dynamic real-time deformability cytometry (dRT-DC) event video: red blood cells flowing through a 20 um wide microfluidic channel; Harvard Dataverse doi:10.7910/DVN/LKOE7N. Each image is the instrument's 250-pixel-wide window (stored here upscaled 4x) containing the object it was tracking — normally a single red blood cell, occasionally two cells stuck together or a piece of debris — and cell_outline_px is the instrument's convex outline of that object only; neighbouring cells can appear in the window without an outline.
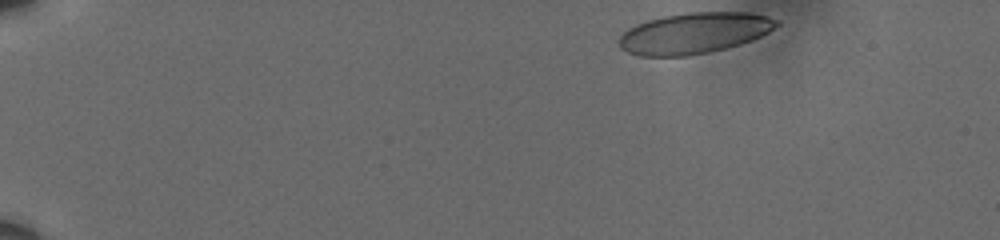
{"species": "human", "species_latin": "Homo sapiens", "temperature_condition": "cold", "stored_images_in_passage": 49, "camera_frame_rate_fps": 3000, "um_per_image_px": 0.085, "donor": {"sex": "male"}, "frame": {"image": 1, "passage_image": 1, "time_ms": 0.0, "image_size_px": [1000, 240], "cell_outline_px": [[780, 24], [768, 32], [752, 40], [740, 44], [708, 52], [688, 56], [640, 56], [628, 52], [620, 48], [620, 36], [628, 28], [636, 24], [648, 20], [664, 16], [688, 12], [748, 12], [768, 16], [780, 20]], "centroid_in_image_um": [59.03, 2.81], "position_along_channel_um": 26.0, "area_um2": 37.57}}
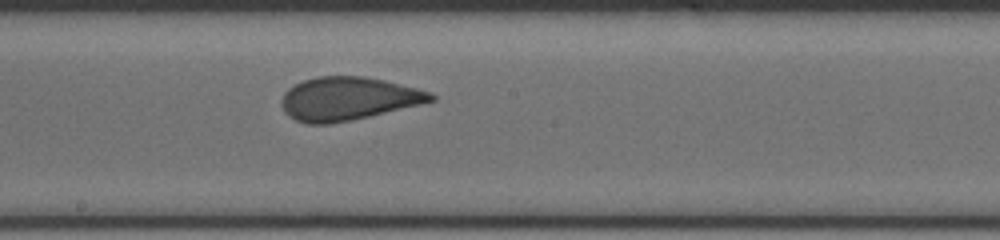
{"frame": {"image": 2, "passage_image": 27, "time_ms": 8.667, "image_size_px": [1000, 240], "cell_outline_px": [[436, 100], [420, 104], [352, 120], [328, 124], [308, 124], [296, 120], [288, 116], [284, 112], [280, 100], [284, 92], [288, 88], [304, 80], [316, 76], [360, 76], [384, 80], [432, 92], [436, 96]], "centroid_in_image_um": [29.56, 8.39], "position_along_channel_um": 218.6, "area_um2": 37.57}}
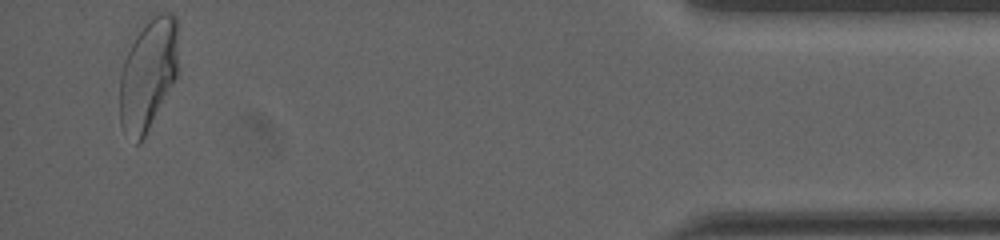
{"frame": {"image": 3, "passage_image": 49, "time_ms": 16.0, "image_size_px": [1000, 240], "cell_outline_px": [[176, 76], [172, 84], [140, 144], [136, 144], [120, 124], [120, 76], [124, 60], [136, 36], [152, 12], [172, 12], [176, 16]], "centroid_in_image_um": [12.57, 6.27], "position_along_channel_um": 422.6, "area_um2": 37.28}, "authors_computed_cell_mechanics": {"area_um2": 37.6278, "velocity_mm_per_s": 3.603, "shape_relaxation_time_tau1_ms": null, "shape_relaxation_time_tau2_ms": 0.645, "deformation_change_tau1": null, "deformation_change_tau2": 0.0784}}